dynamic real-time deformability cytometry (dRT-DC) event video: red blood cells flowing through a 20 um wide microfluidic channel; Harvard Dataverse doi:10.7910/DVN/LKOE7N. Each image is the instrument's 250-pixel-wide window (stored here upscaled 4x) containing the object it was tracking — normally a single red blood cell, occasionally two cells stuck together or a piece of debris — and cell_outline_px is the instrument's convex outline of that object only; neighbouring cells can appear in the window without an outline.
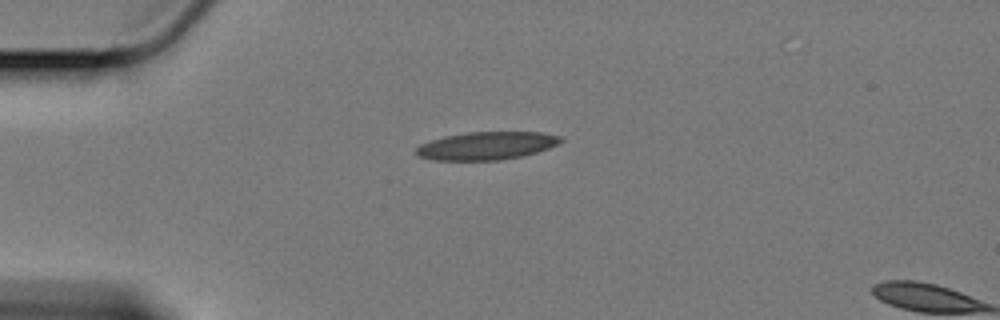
{"species": "Egyptian fruit bat (a non-hibernating species)", "species_latin": "Rousettus aegyptiacus", "temperature_condition": "cold", "stored_images_in_passage": 3, "camera_frame_rate_fps": 3000, "um_per_image_px": 0.085, "animal": {"sex": "female"}, "frame": {"image": 1, "passage_image": 1, "time_ms": 0.0, "image_size_px": [1000, 320], "cell_outline_px": [[564, 140], [548, 148], [536, 152], [520, 156], [500, 160], [432, 160], [420, 156], [416, 152], [416, 148], [420, 144], [444, 136], [468, 132], [540, 132], [560, 136]], "centroid_in_image_um": [41.34, 12.38], "position_along_channel_um": 43.7, "area_um2": 23.29}}